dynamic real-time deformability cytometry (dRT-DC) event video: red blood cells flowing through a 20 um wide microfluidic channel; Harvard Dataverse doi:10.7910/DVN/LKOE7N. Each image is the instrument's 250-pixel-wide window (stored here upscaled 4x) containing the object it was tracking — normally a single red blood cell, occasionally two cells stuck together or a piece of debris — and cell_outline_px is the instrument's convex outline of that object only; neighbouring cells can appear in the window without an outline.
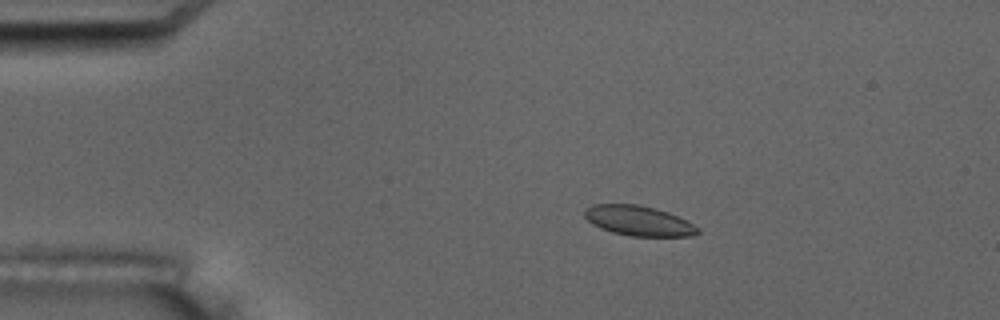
{"species": "common noctule bat (a hibernating species)", "species_latin": "Nyctalus noctula", "temperature_condition": "room temperature", "stored_images_in_passage": 3, "camera_frame_rate_fps": 3000, "um_per_image_px": 0.085, "animal": {"sex": "male", "body_mass_g": 17.5, "forearm_length_mm": 52.3}, "frame": {"image": 1, "passage_image": 2, "time_ms": 2.0, "image_size_px": [1000, 320], "cell_outline_px": [[700, 232], [692, 236], [632, 236], [612, 232], [600, 228], [592, 224], [584, 216], [584, 212], [592, 204], [636, 204], [668, 212], [700, 228]], "centroid_in_image_um": [54.26, 18.77], "position_along_channel_um": 30.7, "area_um2": 19.54}}